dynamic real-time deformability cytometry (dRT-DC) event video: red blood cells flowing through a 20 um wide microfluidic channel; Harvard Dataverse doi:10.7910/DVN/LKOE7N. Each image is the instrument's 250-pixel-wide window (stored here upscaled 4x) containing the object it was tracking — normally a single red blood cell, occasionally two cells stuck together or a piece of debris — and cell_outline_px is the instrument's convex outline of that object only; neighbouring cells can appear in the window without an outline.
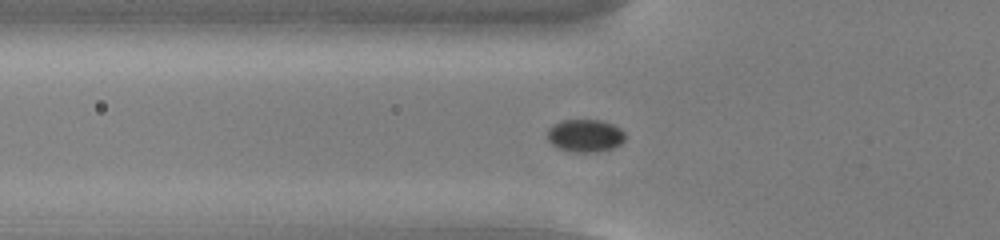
{"species": "common noctule bat (a hibernating species)", "species_latin": "Nyctalus noctula", "temperature_condition": "cold", "stored_images_in_passage": 57, "camera_frame_rate_fps": 3000, "um_per_image_px": 0.085, "animal": {"sex": "male", "body_mass_g": 13.0, "forearm_length_mm": 53.1}, "frame": {"image": 1, "passage_image": 21, "time_ms": 6.667, "image_size_px": [1000, 240], "cell_outline_px": [[624, 140], [620, 144], [612, 148], [596, 152], [572, 152], [556, 148], [548, 140], [548, 128], [552, 124], [564, 120], [600, 120], [612, 124], [620, 128], [624, 132]], "centroid_in_image_um": [49.71, 11.53], "position_along_channel_um": 76.1, "area_um2": 14.85}}
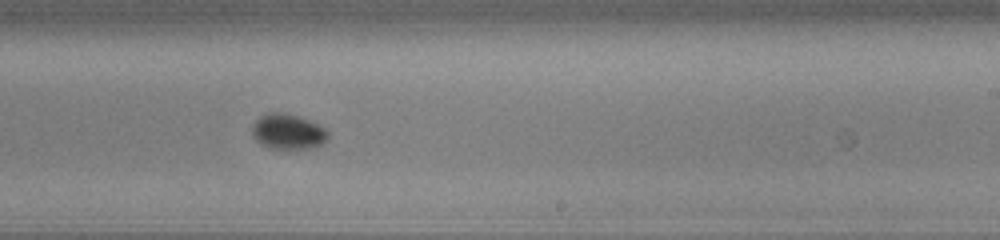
{"frame": {"image": 2, "passage_image": 36, "time_ms": 11.667, "image_size_px": [1000, 240], "cell_outline_px": [[328, 136], [324, 144], [312, 148], [268, 148], [260, 144], [252, 136], [252, 124], [260, 116], [268, 112], [284, 112], [308, 120], [324, 128], [328, 132]], "centroid_in_image_um": [24.44, 11.19], "position_along_channel_um": 264.6, "area_um2": 15.61}}
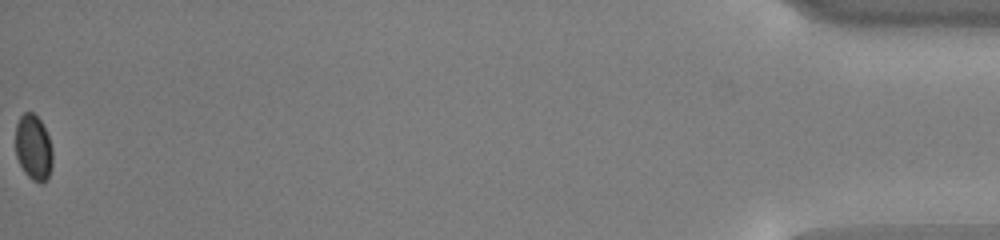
{"frame": {"image": 3, "passage_image": 57, "time_ms": 18.667, "image_size_px": [1000, 240], "cell_outline_px": [[52, 164], [48, 176], [40, 184], [32, 180], [24, 172], [16, 156], [16, 124], [20, 116], [24, 112], [32, 112], [40, 120], [48, 136], [52, 148]], "centroid_in_image_um": [2.83, 12.54], "position_along_channel_um": 432.4, "area_um2": 14.05}}